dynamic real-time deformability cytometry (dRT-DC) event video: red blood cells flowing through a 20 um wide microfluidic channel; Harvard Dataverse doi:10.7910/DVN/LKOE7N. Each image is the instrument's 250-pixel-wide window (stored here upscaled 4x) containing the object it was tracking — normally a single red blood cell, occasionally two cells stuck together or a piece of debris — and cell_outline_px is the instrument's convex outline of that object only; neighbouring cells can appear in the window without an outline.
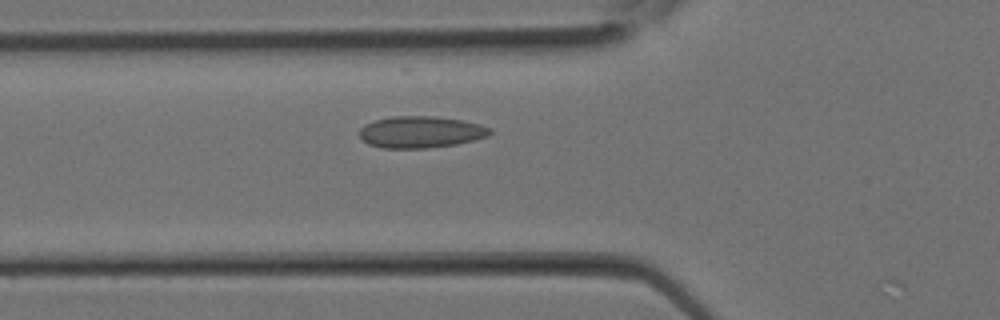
{"species": "Egyptian fruit bat (a non-hibernating species)", "species_latin": "Rousettus aegyptiacus", "temperature_condition": "room temperature", "stored_images_in_passage": 26, "camera_frame_rate_fps": 3000, "um_per_image_px": 0.085, "animal": {"sex": "female"}, "frame": {"image": 1, "passage_image": 7, "time_ms": 2.0, "image_size_px": [1000, 320], "cell_outline_px": [[492, 132], [488, 136], [456, 144], [428, 148], [380, 148], [368, 144], [360, 136], [360, 128], [376, 120], [392, 116], [432, 116], [460, 120], [480, 124], [488, 128]], "centroid_in_image_um": [35.75, 11.23], "position_along_channel_um": 90.1, "area_um2": 23.81}}
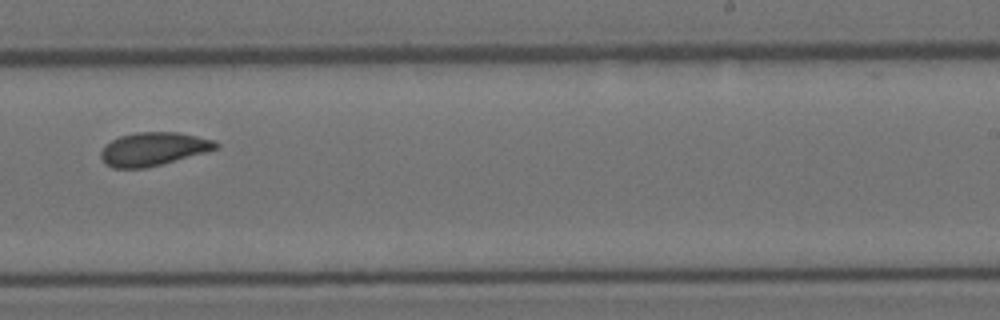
{"frame": {"image": 2, "passage_image": 15, "time_ms": 4.667, "image_size_px": [1000, 320], "cell_outline_px": [[220, 144], [216, 148], [204, 152], [160, 164], [144, 168], [112, 168], [104, 164], [100, 156], [100, 152], [104, 144], [120, 136], [136, 132], [176, 132], [216, 140]], "centroid_in_image_um": [12.97, 12.66], "position_along_channel_um": 276.0, "area_um2": 22.2}}
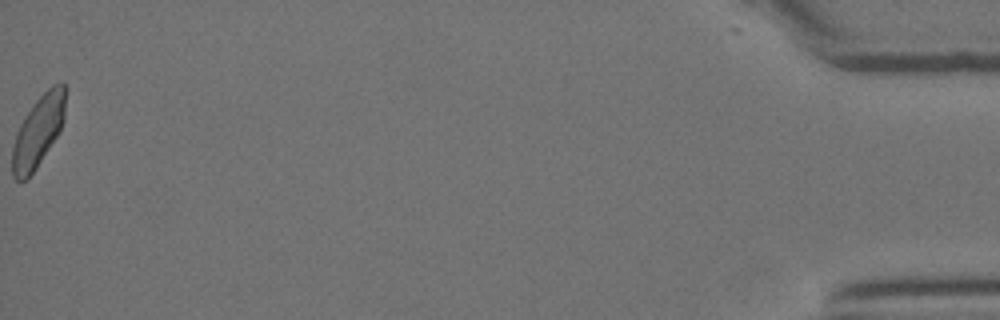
{"frame": {"image": 3, "passage_image": 26, "time_ms": 8.333, "image_size_px": [1000, 320], "cell_outline_px": [[68, 88], [64, 120], [56, 136], [36, 168], [28, 180], [20, 184], [12, 176], [12, 148], [16, 132], [24, 116], [36, 100], [52, 84], [64, 84]], "centroid_in_image_um": [3.24, 11.16], "position_along_channel_um": 432.0, "area_um2": 22.37}}